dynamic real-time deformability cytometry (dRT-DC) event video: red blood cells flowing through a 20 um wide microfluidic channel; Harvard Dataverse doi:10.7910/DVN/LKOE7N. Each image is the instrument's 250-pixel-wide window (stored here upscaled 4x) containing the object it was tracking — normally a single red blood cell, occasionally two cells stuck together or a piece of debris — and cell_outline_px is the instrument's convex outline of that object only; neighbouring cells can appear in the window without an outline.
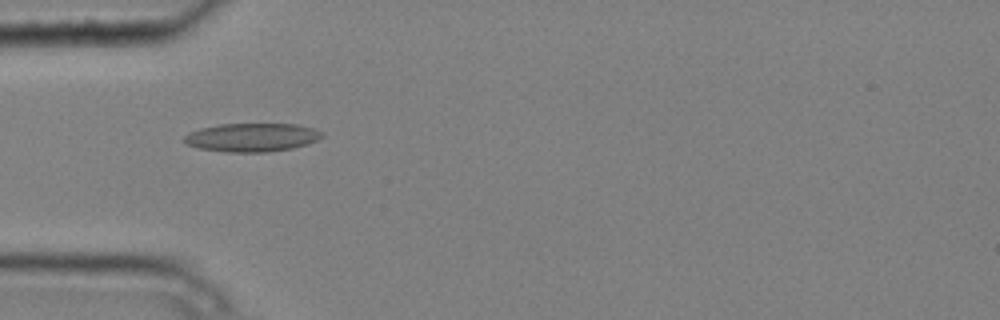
{"species": "common noctule bat (a hibernating species)", "species_latin": "Nyctalus noctula", "temperature_condition": "cold", "stored_images_in_passage": 5, "camera_frame_rate_fps": 3000, "um_per_image_px": 0.085, "animal": {"sex": "male", "body_mass_g": 20.4}, "frame": {"image": 1, "passage_image": 1, "time_ms": 0.0, "image_size_px": [1000, 320], "cell_outline_px": [[324, 136], [308, 144], [292, 148], [268, 152], [224, 152], [200, 148], [188, 144], [184, 140], [184, 136], [188, 132], [200, 128], [220, 124], [296, 124], [312, 128], [324, 132]], "centroid_in_image_um": [21.43, 11.67], "position_along_channel_um": 63.6, "area_um2": 22.89}}
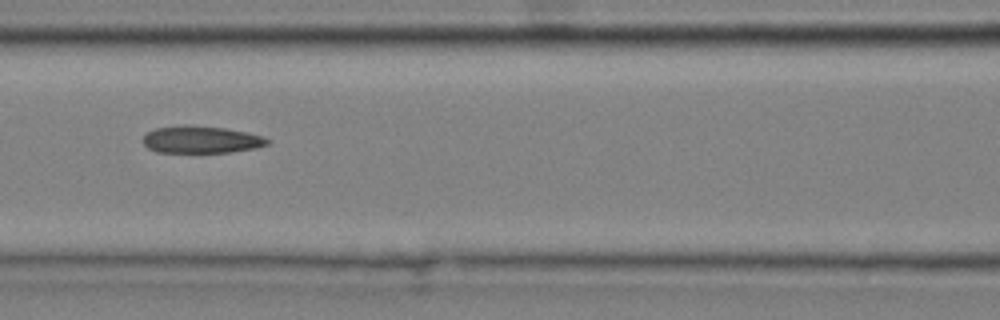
{"frame": {"image": 2, "passage_image": 3, "time_ms": 0.667, "image_size_px": [1000, 320], "cell_outline_px": [[272, 140], [268, 144], [256, 148], [232, 152], [156, 152], [148, 148], [140, 140], [148, 132], [156, 128], [184, 124], [192, 124], [224, 128], [248, 132]], "centroid_in_image_um": [17.09, 11.85], "position_along_channel_um": 149.5, "area_um2": 19.94}}
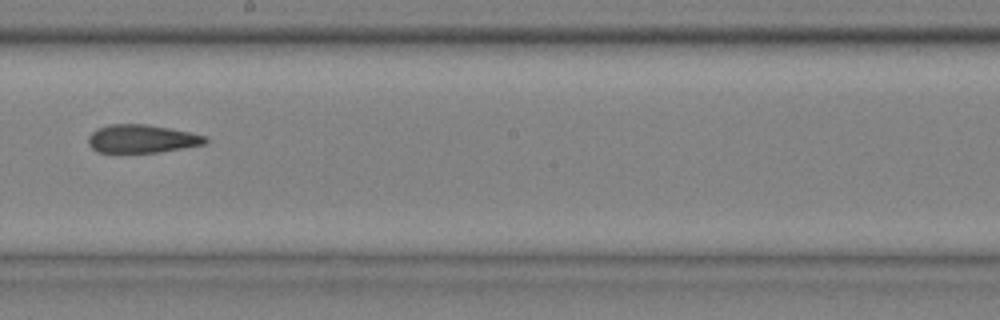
{"frame": {"image": 3, "passage_image": 5, "time_ms": 1.333, "image_size_px": [1000, 320], "cell_outline_px": [[208, 140], [204, 144], [160, 152], [96, 152], [88, 144], [88, 136], [96, 128], [108, 124], [144, 124], [168, 128], [188, 132], [204, 136]], "centroid_in_image_um": [11.99, 11.79], "position_along_channel_um": 236.2, "area_um2": 19.07}}